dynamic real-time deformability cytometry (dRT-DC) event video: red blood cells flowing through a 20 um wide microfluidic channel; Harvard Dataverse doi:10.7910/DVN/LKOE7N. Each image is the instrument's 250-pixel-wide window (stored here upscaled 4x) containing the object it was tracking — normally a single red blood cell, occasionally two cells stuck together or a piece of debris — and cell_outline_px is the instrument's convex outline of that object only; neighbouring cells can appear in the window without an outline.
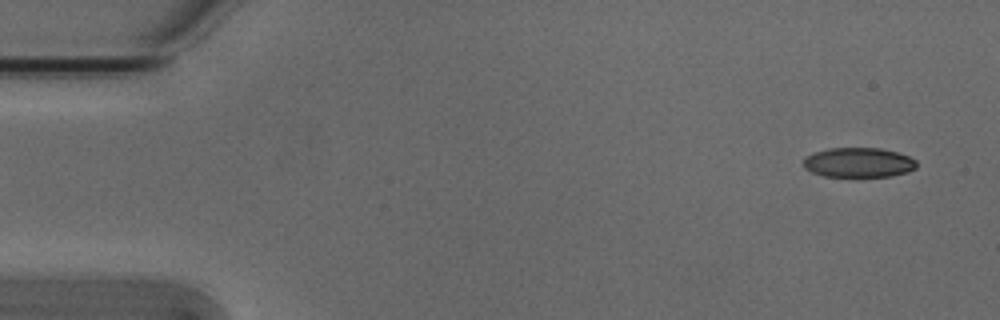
{"species": "Egyptian fruit bat (a non-hibernating species)", "species_latin": "Rousettus aegyptiacus", "temperature_condition": "cold", "stored_images_in_passage": 2, "segment_of_instrument_passage": [2, 2], "camera_frame_rate_fps": 3000, "um_per_image_px": 0.085, "animal": {"sex": "male"}, "frame": {"image": 1, "passage_image": 2, "time_ms": 0.333, "image_size_px": [1000, 320], "cell_outline_px": [[916, 168], [908, 172], [892, 176], [860, 180], [824, 176], [812, 172], [804, 168], [804, 160], [812, 152], [828, 148], [880, 148], [896, 152], [908, 156], [916, 160]], "centroid_in_image_um": [72.98, 13.87], "position_along_channel_um": 12.0, "area_um2": 20.52}}